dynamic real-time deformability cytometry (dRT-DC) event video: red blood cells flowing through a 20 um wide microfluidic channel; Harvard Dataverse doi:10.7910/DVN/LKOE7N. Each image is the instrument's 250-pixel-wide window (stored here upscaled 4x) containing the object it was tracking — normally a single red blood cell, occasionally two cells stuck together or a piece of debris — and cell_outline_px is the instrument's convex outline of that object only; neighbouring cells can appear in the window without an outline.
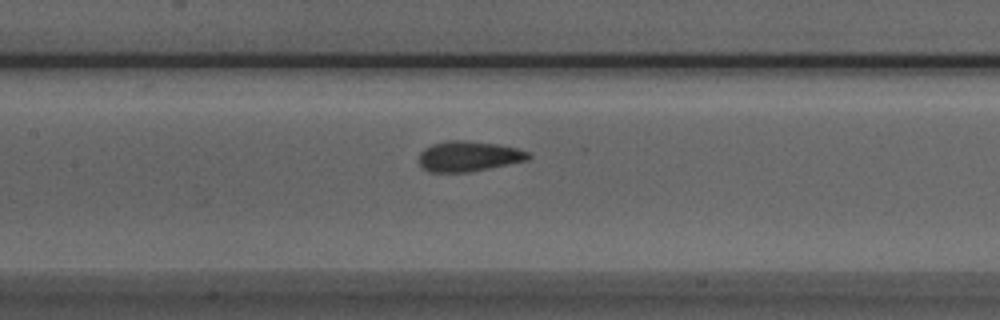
{"species": "Egyptian fruit bat (a non-hibernating species)", "species_latin": "Rousettus aegyptiacus", "temperature_condition": "room temperature", "stored_images_in_passage": 15, "camera_frame_rate_fps": 3000, "um_per_image_px": 0.085, "animal": {"sex": "male"}, "frame": {"image": 1, "passage_image": 13, "time_ms": 4.0, "image_size_px": [1000, 320], "cell_outline_px": [[532, 156], [528, 160], [468, 172], [428, 172], [420, 168], [420, 152], [424, 148], [432, 144], [448, 140], [464, 140], [496, 144], [516, 148], [528, 152]], "centroid_in_image_um": [39.8, 13.28], "position_along_channel_um": 167.6, "area_um2": 19.31}}